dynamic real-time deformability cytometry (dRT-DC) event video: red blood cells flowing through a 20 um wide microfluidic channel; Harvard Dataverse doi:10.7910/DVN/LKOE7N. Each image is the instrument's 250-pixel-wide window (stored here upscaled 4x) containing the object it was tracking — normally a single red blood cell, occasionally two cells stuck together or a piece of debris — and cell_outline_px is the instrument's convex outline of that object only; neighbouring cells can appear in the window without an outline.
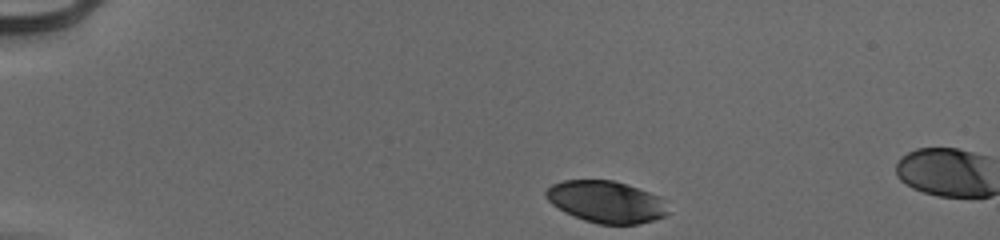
{"species": "human", "species_latin": "Homo sapiens", "temperature_condition": "cold", "stored_images_in_passage": 9, "camera_frame_rate_fps": 3000, "um_per_image_px": 0.085, "donor": {"sex": "male"}, "frame": {"image": 1, "passage_image": 1, "time_ms": 0.0, "image_size_px": [1000, 240], "cell_outline_px": [[668, 212], [664, 216], [652, 220], [636, 224], [600, 224], [584, 220], [564, 212], [552, 204], [544, 196], [544, 192], [552, 184], [564, 180], [612, 180], [660, 196], [668, 200]], "centroid_in_image_um": [51.53, 17.15], "position_along_channel_um": 33.5, "area_um2": 29.77}}